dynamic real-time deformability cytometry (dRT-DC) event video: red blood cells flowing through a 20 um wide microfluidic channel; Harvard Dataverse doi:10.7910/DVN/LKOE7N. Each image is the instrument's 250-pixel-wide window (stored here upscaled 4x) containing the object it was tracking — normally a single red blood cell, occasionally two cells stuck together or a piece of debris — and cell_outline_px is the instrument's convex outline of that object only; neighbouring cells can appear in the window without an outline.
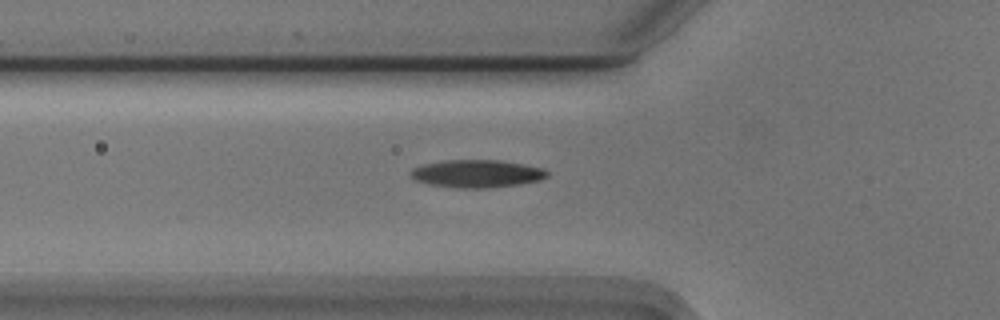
{"species": "Egyptian fruit bat (a non-hibernating species)", "species_latin": "Rousettus aegyptiacus", "temperature_condition": "cold", "stored_images_in_passage": 41, "segment_of_instrument_passage": [1, 2], "camera_frame_rate_fps": 3000, "um_per_image_px": 0.085, "animal": {"sex": "male"}, "frame": {"image": 1, "passage_image": 4, "time_ms": 1.0, "image_size_px": [1000, 320], "cell_outline_px": [[548, 176], [540, 180], [520, 184], [484, 188], [456, 188], [428, 184], [412, 180], [408, 172], [412, 168], [424, 164], [444, 160], [500, 160], [540, 168], [548, 172]], "centroid_in_image_um": [40.44, 14.77], "position_along_channel_um": 85.4, "area_um2": 22.08}}
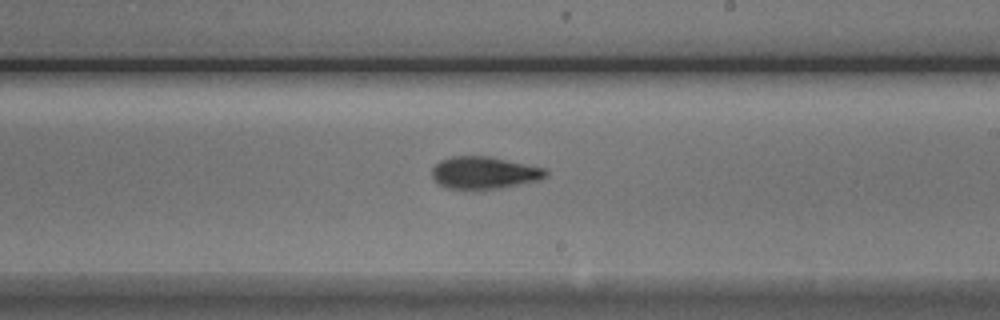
{"frame": {"image": 2, "passage_image": 17, "time_ms": 5.333, "image_size_px": [1000, 320], "cell_outline_px": [[548, 176], [540, 180], [500, 188], [448, 188], [440, 184], [432, 176], [432, 168], [440, 160], [452, 156], [488, 156], [544, 168], [548, 172]], "centroid_in_image_um": [41.17, 14.67], "position_along_channel_um": 247.8, "area_um2": 21.04}}
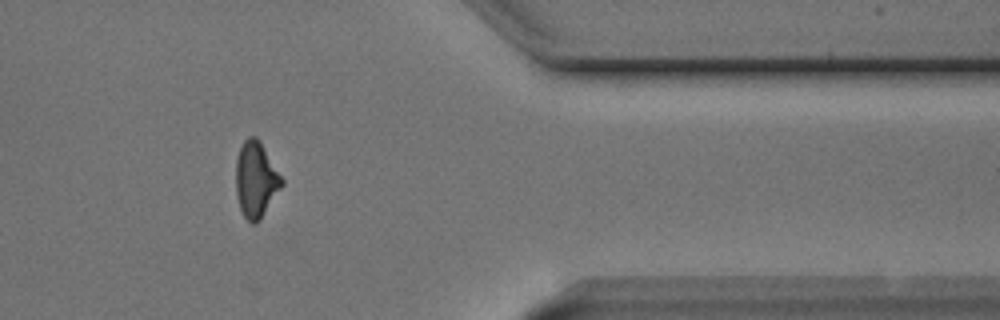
{"frame": {"image": 3, "passage_image": 30, "time_ms": 9.667, "image_size_px": [1000, 320], "cell_outline_px": [[284, 184], [260, 220], [256, 224], [252, 224], [244, 216], [240, 208], [236, 196], [236, 160], [240, 148], [244, 140], [248, 136], [256, 136], [260, 140], [284, 180]], "centroid_in_image_um": [21.76, 15.26], "position_along_channel_um": 389.6, "area_um2": 20.4}}